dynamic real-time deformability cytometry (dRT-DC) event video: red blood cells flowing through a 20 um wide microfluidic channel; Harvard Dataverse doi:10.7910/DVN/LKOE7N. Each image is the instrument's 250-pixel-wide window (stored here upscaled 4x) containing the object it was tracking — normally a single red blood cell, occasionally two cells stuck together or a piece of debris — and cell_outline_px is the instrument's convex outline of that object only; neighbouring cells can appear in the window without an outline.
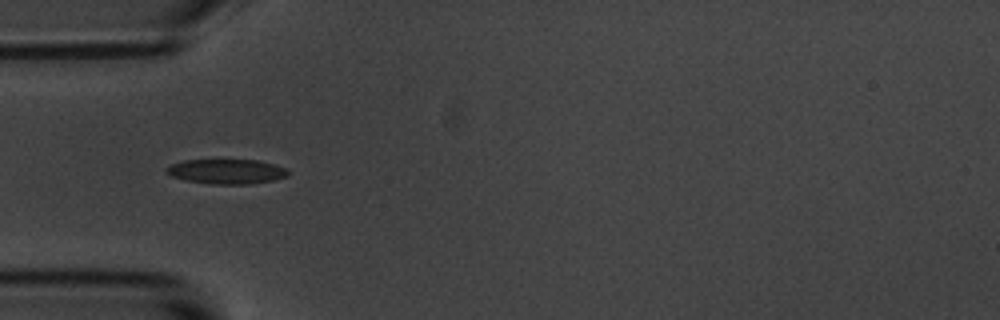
{"species": "common noctule bat (a hibernating species)", "species_latin": "Nyctalus noctula", "temperature_condition": "room temperature", "stored_images_in_passage": 7, "camera_frame_rate_fps": 3000, "um_per_image_px": 0.085, "animal": {"sex": "male", "body_mass_g": 20.1, "forearm_length_mm": 53.5}, "frame": {"image": 1, "passage_image": 3, "time_ms": 2.333, "image_size_px": [1000, 320], "cell_outline_px": [[288, 176], [272, 180], [248, 184], [212, 184], [184, 180], [172, 176], [164, 168], [172, 164], [184, 160], [256, 160], [288, 168]], "centroid_in_image_um": [19.26, 14.57], "position_along_channel_um": 65.7, "area_um2": 17.4}}
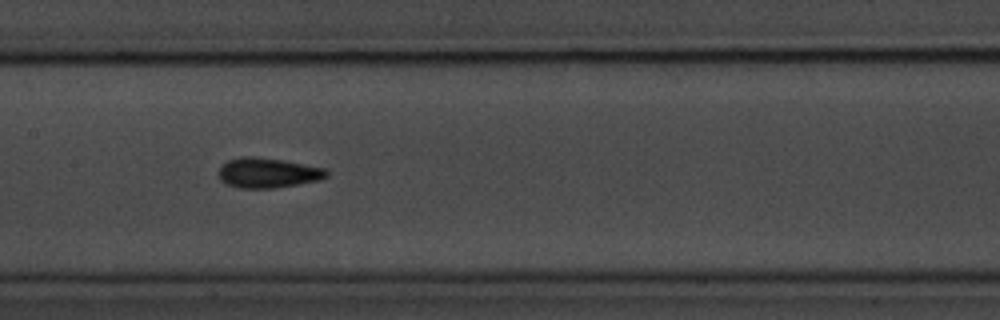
{"frame": {"image": 2, "passage_image": 6, "time_ms": 5.667, "image_size_px": [1000, 320], "cell_outline_px": [[328, 176], [320, 180], [276, 188], [240, 188], [224, 184], [220, 180], [216, 172], [228, 160], [240, 156], [252, 156], [280, 160], [324, 168], [328, 172]], "centroid_in_image_um": [22.71, 14.7], "position_along_channel_um": 184.7, "area_um2": 18.9}}
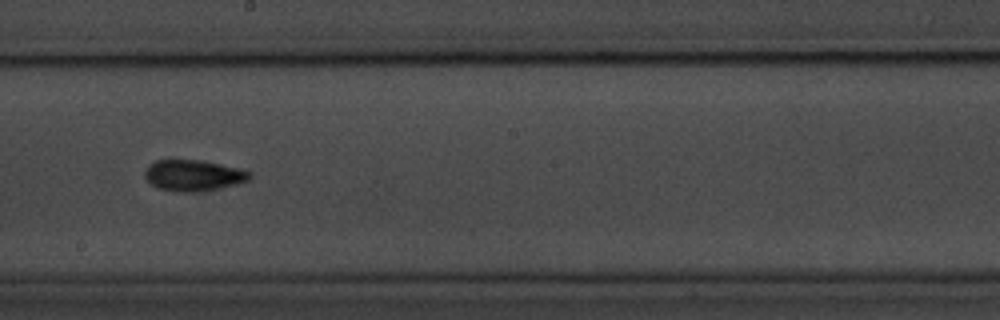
{"frame": {"image": 3, "passage_image": 7, "time_ms": 7.0, "image_size_px": [1000, 320], "cell_outline_px": [[252, 176], [248, 180], [240, 184], [220, 188], [192, 192], [176, 192], [156, 188], [144, 176], [144, 172], [148, 164], [156, 160], [200, 160], [244, 168], [252, 172]], "centroid_in_image_um": [16.48, 14.9], "position_along_channel_um": 231.7, "area_um2": 19.36}}